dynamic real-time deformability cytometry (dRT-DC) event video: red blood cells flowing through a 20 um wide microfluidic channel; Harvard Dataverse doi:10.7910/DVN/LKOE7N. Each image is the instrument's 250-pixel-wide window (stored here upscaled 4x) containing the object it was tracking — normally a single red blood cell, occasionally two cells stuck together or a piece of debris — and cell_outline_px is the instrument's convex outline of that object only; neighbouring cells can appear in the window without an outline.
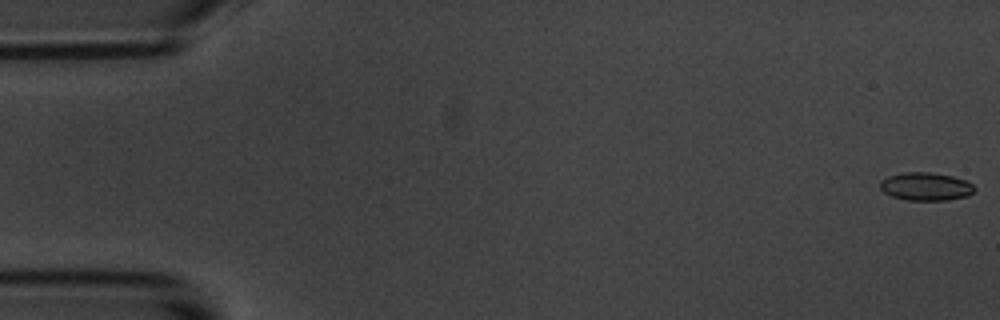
{"species": "common noctule bat (a hibernating species)", "species_latin": "Nyctalus noctula", "temperature_condition": "room temperature", "stored_images_in_passage": 4, "camera_frame_rate_fps": 3000, "um_per_image_px": 0.085, "animal": {"sex": "male", "body_mass_g": 20.1, "forearm_length_mm": 53.5}, "frame": {"image": 1, "passage_image": 1, "time_ms": 0.0, "image_size_px": [1000, 320], "cell_outline_px": [[976, 188], [968, 196], [944, 200], [908, 200], [892, 196], [884, 192], [880, 188], [880, 180], [888, 176], [904, 172], [928, 172], [952, 176], [968, 180]], "centroid_in_image_um": [78.7, 15.84], "position_along_channel_um": 6.3, "area_um2": 15.43}}